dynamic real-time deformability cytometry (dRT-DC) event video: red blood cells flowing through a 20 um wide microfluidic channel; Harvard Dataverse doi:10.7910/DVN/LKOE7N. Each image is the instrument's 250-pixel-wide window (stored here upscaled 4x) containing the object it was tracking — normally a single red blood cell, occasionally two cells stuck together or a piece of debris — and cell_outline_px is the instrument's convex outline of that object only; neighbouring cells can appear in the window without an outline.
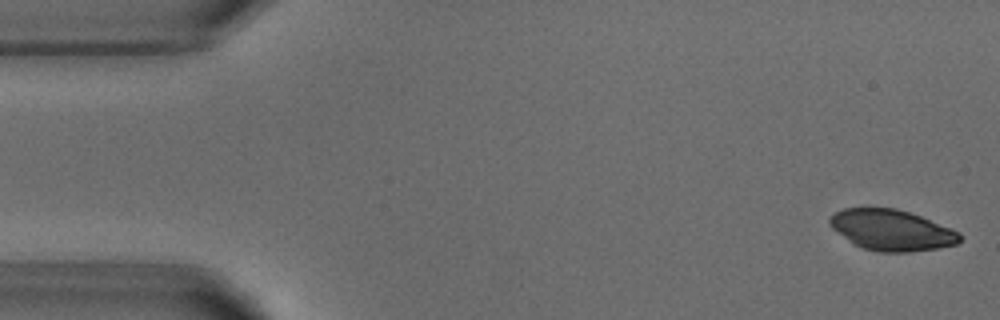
{"species": "common noctule bat (a hibernating species)", "species_latin": "Nyctalus noctula", "temperature_condition": "warm", "stored_images_in_passage": 51, "camera_frame_rate_fps": 3000, "um_per_image_px": 0.085, "animal": {"sex": "male", "body_mass_g": 18.8}, "frame": {"image": 1, "passage_image": 1, "time_ms": 0.0, "image_size_px": [1000, 320], "cell_outline_px": [[960, 240], [956, 244], [936, 248], [908, 252], [880, 252], [864, 248], [856, 244], [832, 228], [828, 224], [828, 220], [836, 212], [844, 208], [896, 208], [920, 216], [952, 228], [960, 232]], "centroid_in_image_um": [75.8, 19.55], "position_along_channel_um": 9.2, "area_um2": 30.52}}
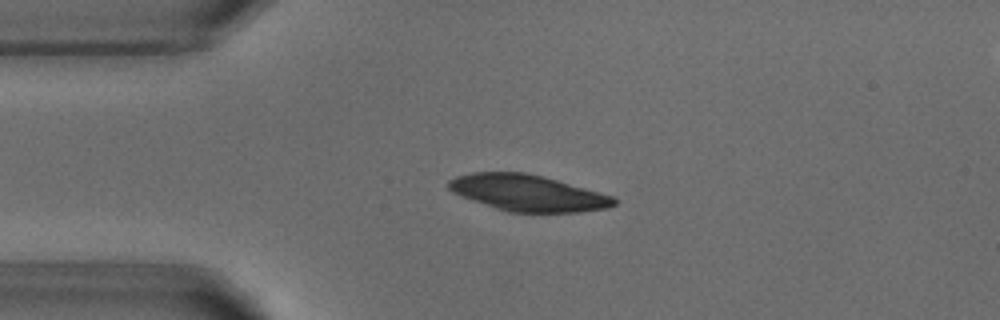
{"frame": {"image": 2, "passage_image": 11, "time_ms": 3.333, "image_size_px": [1000, 320], "cell_outline_px": [[616, 204], [608, 208], [576, 212], [508, 212], [460, 196], [452, 192], [448, 188], [448, 180], [456, 176], [472, 172], [524, 172], [556, 180], [612, 196], [616, 200]], "centroid_in_image_um": [44.81, 16.4], "position_along_channel_um": 40.2, "area_um2": 34.56}}